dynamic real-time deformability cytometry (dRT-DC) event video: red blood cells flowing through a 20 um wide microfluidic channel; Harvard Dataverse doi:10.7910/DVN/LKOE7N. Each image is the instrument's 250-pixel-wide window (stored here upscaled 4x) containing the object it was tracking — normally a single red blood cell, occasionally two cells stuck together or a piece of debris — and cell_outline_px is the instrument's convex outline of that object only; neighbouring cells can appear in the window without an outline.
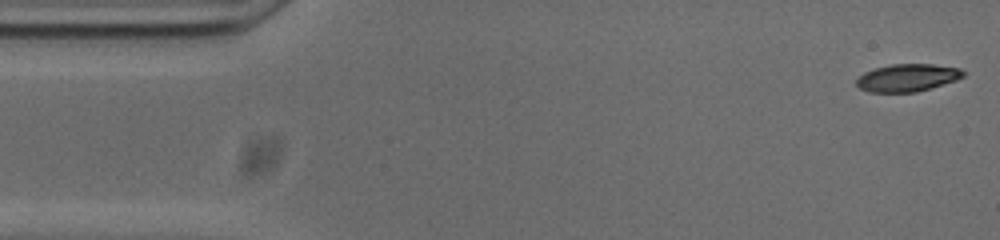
{"species": "common noctule bat (a hibernating species)", "species_latin": "Nyctalus noctula", "temperature_condition": "cold", "stored_images_in_passage": 53, "camera_frame_rate_fps": 3000, "um_per_image_px": 0.085, "animal": {"sex": "male", "body_mass_g": 20.0, "forearm_length_mm": 53.3}, "frame": {"image": 1, "passage_image": 1, "time_ms": 0.0, "image_size_px": [1000, 240], "cell_outline_px": [[964, 76], [956, 80], [916, 92], [868, 92], [860, 88], [856, 84], [856, 80], [864, 72], [876, 68], [892, 64], [932, 64], [960, 68], [964, 72]], "centroid_in_image_um": [77.12, 6.6], "position_along_channel_um": 7.9, "area_um2": 16.99}}
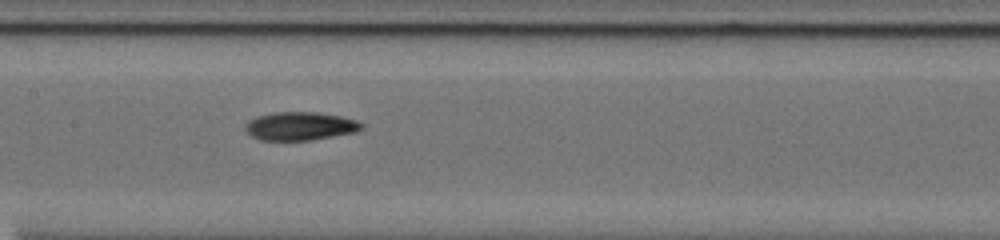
{"frame": {"image": 2, "passage_image": 24, "time_ms": 7.667, "image_size_px": [1000, 240], "cell_outline_px": [[364, 128], [356, 132], [312, 140], [260, 140], [252, 136], [244, 128], [244, 124], [248, 120], [256, 116], [276, 112], [320, 112], [340, 116], [356, 120], [364, 124]], "centroid_in_image_um": [25.52, 10.71], "position_along_channel_um": 181.9, "area_um2": 19.36}}
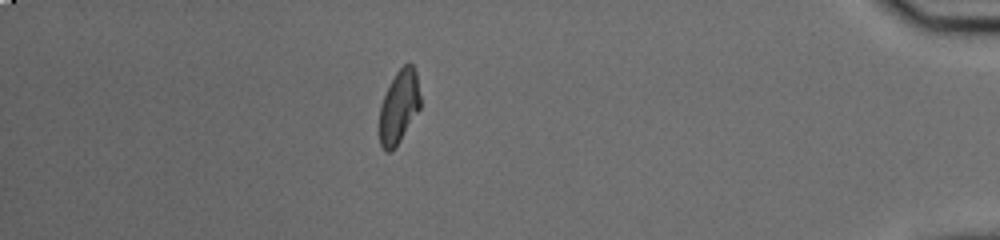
{"frame": {"image": 3, "passage_image": 46, "time_ms": 15.0, "image_size_px": [1000, 240], "cell_outline_px": [[420, 108], [400, 140], [388, 152], [384, 152], [380, 144], [380, 108], [384, 96], [396, 72], [404, 64], [412, 64], [416, 72], [420, 96]], "centroid_in_image_um": [33.92, 9.06], "position_along_channel_um": 401.3, "area_um2": 16.99}, "authors_computed_cell_mechanics": {"area_um2": 18.2648, "velocity_mm_per_s": 3.7336, "shape_relaxation_time_tau1_ms": null, "shape_relaxation_time_tau2_ms": 4.9696, "deformation_change_tau1": null, "deformation_change_tau2": 0.101}}